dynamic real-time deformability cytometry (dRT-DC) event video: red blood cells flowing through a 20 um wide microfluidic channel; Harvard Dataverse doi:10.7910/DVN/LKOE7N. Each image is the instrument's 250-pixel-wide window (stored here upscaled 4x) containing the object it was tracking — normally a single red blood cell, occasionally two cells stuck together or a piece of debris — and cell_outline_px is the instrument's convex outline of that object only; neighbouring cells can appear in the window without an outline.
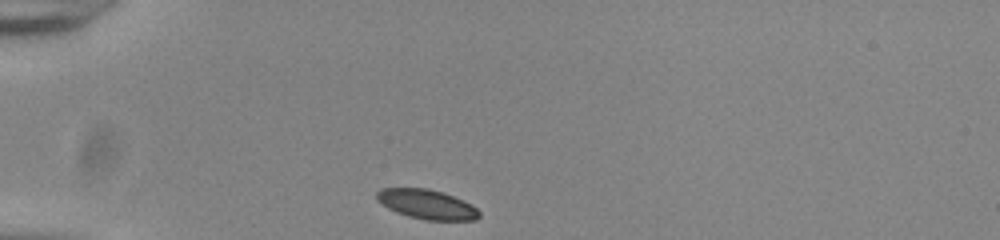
{"species": "common noctule bat (a hibernating species)", "species_latin": "Nyctalus noctula", "temperature_condition": "room temperature", "stored_images_in_passage": 32, "camera_frame_rate_fps": 3000, "um_per_image_px": 0.085, "animal": {"sex": "male", "body_mass_g": 20.0, "forearm_length_mm": 53.3}, "frame": {"image": 1, "passage_image": 1, "time_ms": 0.0, "image_size_px": [1000, 240], "cell_outline_px": [[480, 216], [476, 220], [424, 220], [408, 216], [396, 212], [388, 208], [376, 200], [376, 192], [380, 188], [428, 188], [444, 192], [472, 204], [480, 212]], "centroid_in_image_um": [36.28, 17.36], "position_along_channel_um": 48.7, "area_um2": 17.8}}
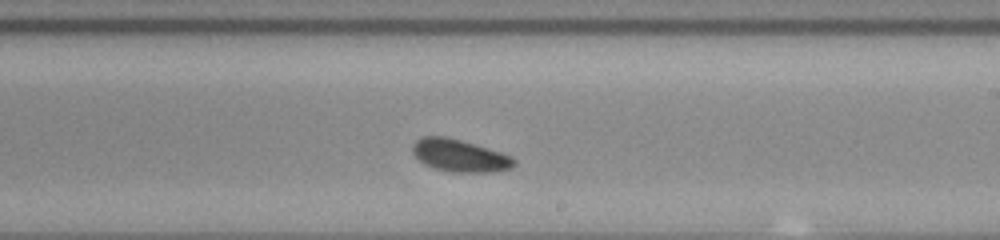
{"frame": {"image": 2, "passage_image": 19, "time_ms": 6.0, "image_size_px": [1000, 240], "cell_outline_px": [[516, 164], [512, 168], [492, 172], [452, 172], [432, 168], [424, 164], [412, 152], [412, 144], [420, 136], [444, 136], [460, 140], [500, 152], [512, 156], [516, 160]], "centroid_in_image_um": [39.06, 13.23], "position_along_channel_um": 249.9, "area_um2": 19.19}}
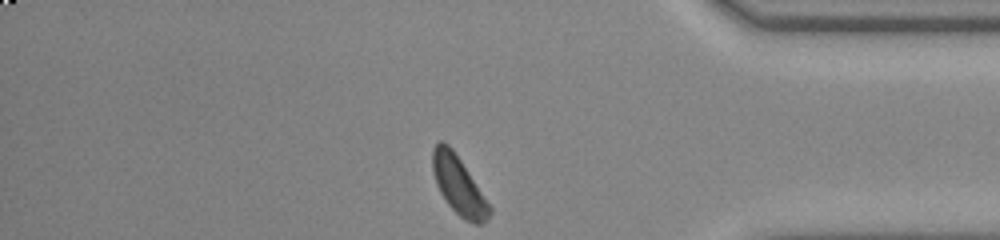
{"frame": {"image": 3, "passage_image": 32, "time_ms": 10.333, "image_size_px": [1000, 240], "cell_outline_px": [[492, 212], [488, 220], [480, 224], [472, 224], [464, 220], [448, 204], [440, 192], [436, 184], [432, 168], [432, 148], [440, 140], [448, 144], [452, 148], [492, 208]], "centroid_in_image_um": [38.98, 15.78], "position_along_channel_um": 396.2, "area_um2": 19.13}, "authors_computed_cell_mechanics": {"area_um2": 18.9006, "velocity_mm_per_s": 3.8148, "shape_relaxation_time_tau1_ms": 1.46, "shape_relaxation_time_tau2_ms": 4.2348, "deformation_change_tau1": 0.0547, "deformation_change_tau2": 0.0806}}